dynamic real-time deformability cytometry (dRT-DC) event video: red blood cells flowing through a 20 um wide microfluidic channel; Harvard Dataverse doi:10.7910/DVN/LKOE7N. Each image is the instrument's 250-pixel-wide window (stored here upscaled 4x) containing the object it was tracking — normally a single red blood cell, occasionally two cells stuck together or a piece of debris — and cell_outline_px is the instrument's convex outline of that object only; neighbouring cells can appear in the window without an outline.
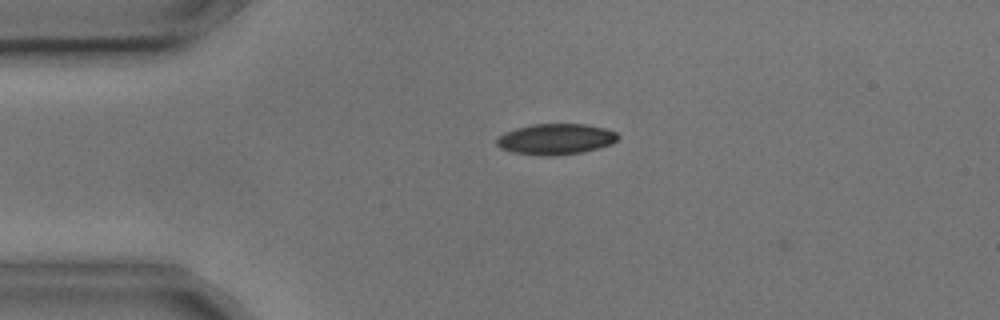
{"species": "common noctule bat (a hibernating species)", "species_latin": "Nyctalus noctula", "temperature_condition": "cold", "stored_images_in_passage": 4, "camera_frame_rate_fps": 3000, "um_per_image_px": 0.085, "animal": {"sex": "male", "body_mass_g": 17.9, "forearm_length_mm": 54.2}, "frame": {"image": 1, "passage_image": 2, "time_ms": 0.333, "image_size_px": [1000, 320], "cell_outline_px": [[620, 136], [612, 144], [584, 152], [552, 156], [540, 156], [512, 152], [500, 148], [496, 144], [496, 140], [504, 132], [516, 128], [532, 124], [588, 124], [604, 128], [616, 132]], "centroid_in_image_um": [47.24, 11.83], "position_along_channel_um": 37.8, "area_um2": 21.96}}